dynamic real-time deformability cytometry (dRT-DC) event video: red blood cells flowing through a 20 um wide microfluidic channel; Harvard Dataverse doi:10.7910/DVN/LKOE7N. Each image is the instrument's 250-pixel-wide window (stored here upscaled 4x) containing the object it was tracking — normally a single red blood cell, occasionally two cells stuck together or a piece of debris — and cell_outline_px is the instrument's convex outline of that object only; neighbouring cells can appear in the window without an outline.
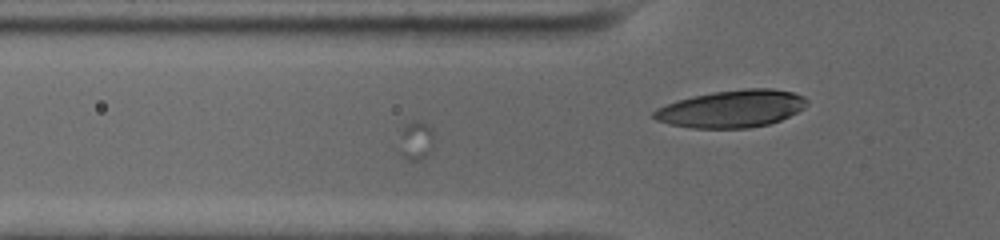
{"species": "human", "species_latin": "Homo sapiens", "temperature_condition": "cold", "stored_images_in_passage": 6, "camera_frame_rate_fps": 3000, "um_per_image_px": 0.085, "donor": {"sex": "female"}, "frame": {"image": 1, "passage_image": 6, "time_ms": 1.667, "image_size_px": [1000, 240], "cell_outline_px": [[808, 104], [804, 108], [780, 120], [768, 124], [748, 128], [692, 128], [668, 124], [656, 120], [652, 116], [652, 112], [656, 108], [676, 100], [692, 96], [716, 92], [744, 88], [772, 88], [792, 92], [804, 96], [808, 100]], "centroid_in_image_um": [62.18, 9.24], "position_along_channel_um": 63.6, "area_um2": 33.41}}